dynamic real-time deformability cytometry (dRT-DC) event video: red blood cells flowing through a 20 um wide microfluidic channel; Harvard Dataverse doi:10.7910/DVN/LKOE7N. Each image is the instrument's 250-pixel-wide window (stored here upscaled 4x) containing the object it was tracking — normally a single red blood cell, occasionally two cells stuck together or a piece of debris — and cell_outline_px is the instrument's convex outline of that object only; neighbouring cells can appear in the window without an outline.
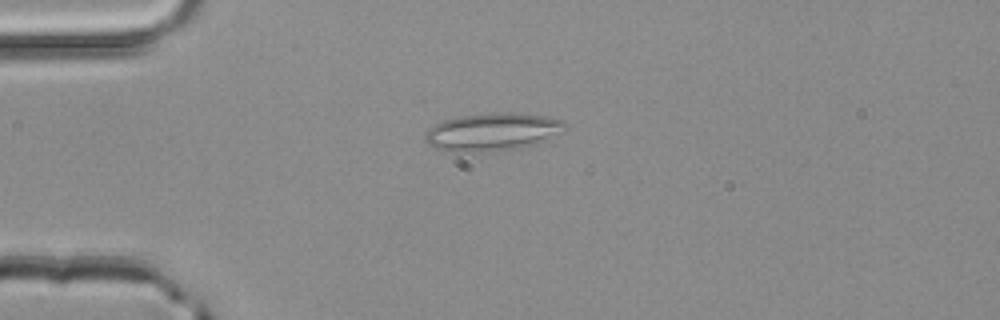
{"species": "common noctule bat (a hibernating species)", "species_latin": "Nyctalus noctula", "temperature_condition": "room temperature", "stored_images_in_passage": 2, "camera_frame_rate_fps": 3000, "um_per_image_px": 0.085, "animal": {"sex": "male", "body_mass_g": 20.4}, "frame": {"image": 1, "passage_image": 2, "time_ms": 0.333, "image_size_px": [1000, 320], "cell_outline_px": [[568, 128], [536, 144], [520, 148], [484, 152], [448, 152], [436, 148], [428, 144], [424, 140], [424, 136], [428, 128], [444, 120], [456, 116], [500, 112], [512, 112], [544, 116], [560, 120], [568, 124]], "centroid_in_image_um": [41.82, 11.21], "position_along_channel_um": 43.2, "area_um2": 31.04}}